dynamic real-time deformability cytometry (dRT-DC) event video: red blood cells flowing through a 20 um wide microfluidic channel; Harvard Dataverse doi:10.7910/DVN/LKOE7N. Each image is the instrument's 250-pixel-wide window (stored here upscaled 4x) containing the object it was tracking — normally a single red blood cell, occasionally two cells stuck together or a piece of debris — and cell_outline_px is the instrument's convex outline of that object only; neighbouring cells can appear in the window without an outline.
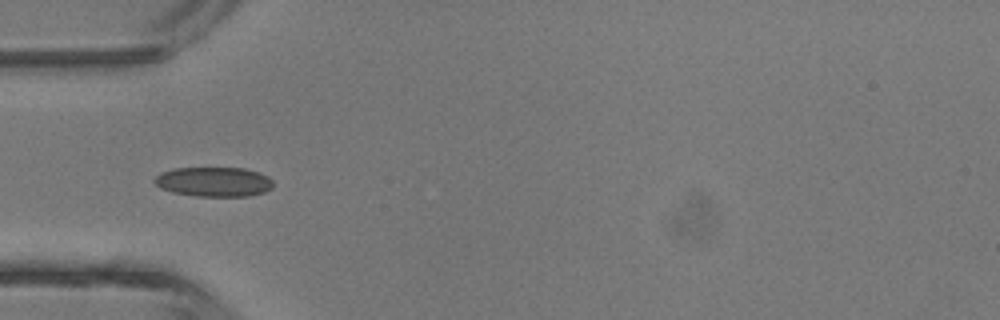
{"species": "common noctule bat (a hibernating species)", "species_latin": "Nyctalus noctula", "temperature_condition": "room temperature", "stored_images_in_passage": 4, "camera_frame_rate_fps": 3000, "um_per_image_px": 0.085, "animal": {"sex": "male", "body_mass_g": 13.3}, "frame": {"image": 1, "passage_image": 4, "time_ms": 3.333, "image_size_px": [1000, 320], "cell_outline_px": [[272, 188], [264, 192], [248, 196], [196, 196], [172, 192], [160, 188], [152, 180], [160, 172], [172, 168], [244, 168], [260, 172], [268, 176], [272, 180]], "centroid_in_image_um": [18.16, 15.44], "position_along_channel_um": 66.8, "area_um2": 20.63}}